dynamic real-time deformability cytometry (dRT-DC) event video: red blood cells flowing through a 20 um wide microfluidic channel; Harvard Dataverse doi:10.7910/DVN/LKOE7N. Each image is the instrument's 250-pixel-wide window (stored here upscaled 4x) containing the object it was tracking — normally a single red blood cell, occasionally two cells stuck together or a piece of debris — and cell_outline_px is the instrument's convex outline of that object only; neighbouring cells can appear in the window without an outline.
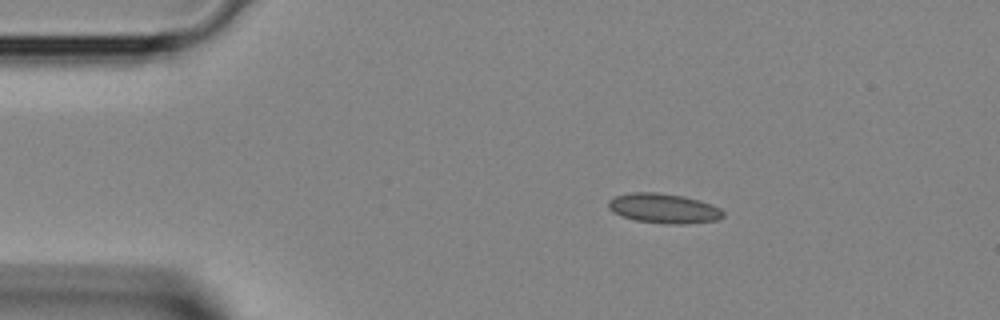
{"species": "Egyptian fruit bat (a non-hibernating species)", "species_latin": "Rousettus aegyptiacus", "temperature_condition": "room temperature", "stored_images_in_passage": 41, "camera_frame_rate_fps": 3000, "um_per_image_px": 0.085, "animal": {"sex": "female"}, "frame": {"image": 1, "passage_image": 6, "time_ms": 1.667, "image_size_px": [1000, 320], "cell_outline_px": [[724, 216], [716, 220], [680, 224], [668, 224], [636, 220], [624, 216], [608, 208], [608, 200], [616, 196], [632, 192], [656, 192], [684, 196], [700, 200], [712, 204], [720, 208], [724, 212]], "centroid_in_image_um": [56.45, 17.7], "position_along_channel_um": 28.6, "area_um2": 19.71}}
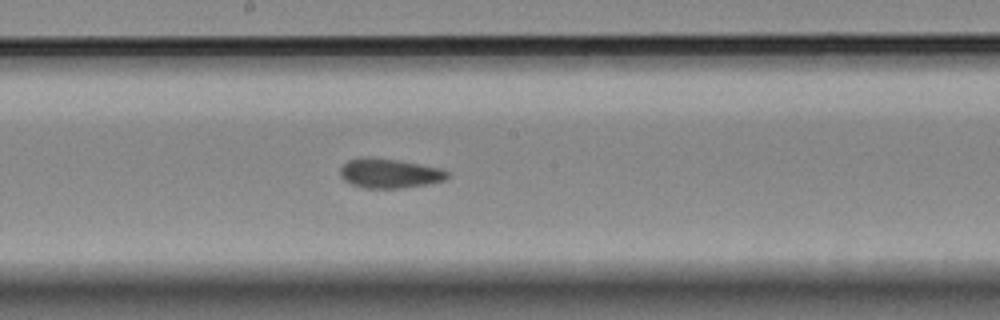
{"frame": {"image": 2, "passage_image": 21, "time_ms": 6.667, "image_size_px": [1000, 320], "cell_outline_px": [[448, 176], [444, 180], [428, 184], [400, 188], [364, 188], [352, 184], [344, 180], [340, 176], [340, 168], [348, 160], [360, 156], [368, 156], [396, 160], [420, 164], [440, 168], [448, 172]], "centroid_in_image_um": [33.06, 14.72], "position_along_channel_um": 215.1, "area_um2": 18.44}}
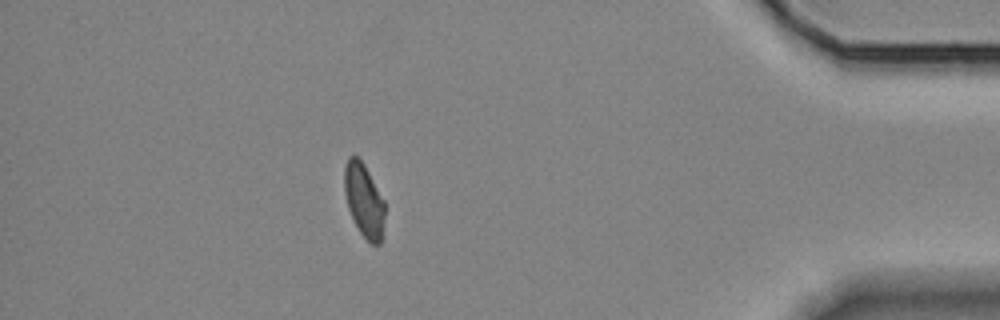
{"frame": {"image": 3, "passage_image": 36, "time_ms": 11.667, "image_size_px": [1000, 320], "cell_outline_px": [[384, 216], [380, 244], [372, 244], [360, 232], [348, 208], [344, 192], [344, 164], [348, 156], [356, 156], [364, 164], [384, 200]], "centroid_in_image_um": [30.91, 16.98], "position_along_channel_um": 404.3, "area_um2": 17.05}}